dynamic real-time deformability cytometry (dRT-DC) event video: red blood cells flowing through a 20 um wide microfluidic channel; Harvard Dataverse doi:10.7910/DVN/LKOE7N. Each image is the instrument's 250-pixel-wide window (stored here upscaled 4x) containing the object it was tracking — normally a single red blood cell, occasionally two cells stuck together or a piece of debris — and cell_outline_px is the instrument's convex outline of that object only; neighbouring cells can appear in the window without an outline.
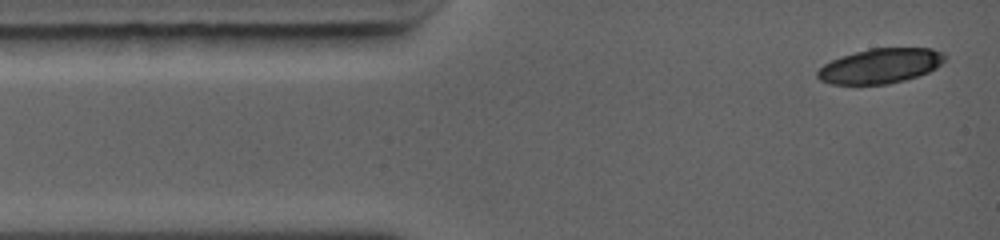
{"species": "common noctule bat (a hibernating species)", "species_latin": "Nyctalus noctula", "temperature_condition": "warm", "stored_images_in_passage": 3, "camera_frame_rate_fps": 5000, "um_per_image_px": 0.085, "animal": {"sex": "female", "body_mass_g": 19.0, "forearm_length_mm": 56.7}, "frame": {"image": 1, "passage_image": 1, "time_ms": 0.0, "image_size_px": [1000, 240], "cell_outline_px": [[948, 56], [936, 68], [928, 72], [904, 80], [888, 84], [832, 84], [820, 80], [816, 76], [816, 72], [824, 64], [832, 60], [868, 48], [932, 48], [944, 52]], "centroid_in_image_um": [74.86, 5.59], "position_along_channel_um": 10.1, "area_um2": 25.78}}